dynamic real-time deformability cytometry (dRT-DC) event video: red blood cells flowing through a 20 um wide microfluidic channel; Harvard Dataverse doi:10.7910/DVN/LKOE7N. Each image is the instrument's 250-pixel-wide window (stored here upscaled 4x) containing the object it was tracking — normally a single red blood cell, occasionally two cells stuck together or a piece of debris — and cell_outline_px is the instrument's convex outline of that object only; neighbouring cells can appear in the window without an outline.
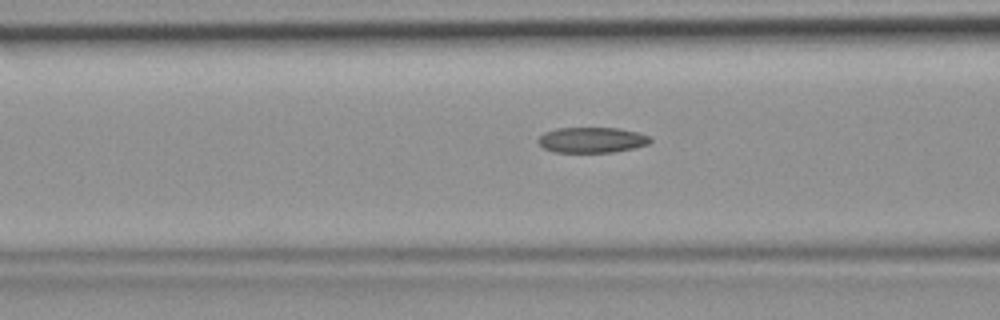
{"species": "common noctule bat (a hibernating species)", "species_latin": "Nyctalus noctula", "temperature_condition": "room temperature", "stored_images_in_passage": 43, "camera_frame_rate_fps": 3000, "um_per_image_px": 0.085, "animal": {"sex": "female", "body_mass_g": 19.9}, "frame": {"image": 1, "passage_image": 19, "time_ms": 6.0, "image_size_px": [1000, 320], "cell_outline_px": [[652, 140], [648, 144], [632, 148], [612, 152], [556, 152], [544, 148], [536, 140], [544, 132], [556, 128], [620, 128], [640, 132], [652, 136]], "centroid_in_image_um": [50.34, 11.88], "position_along_channel_um": 116.3, "area_um2": 16.76}}
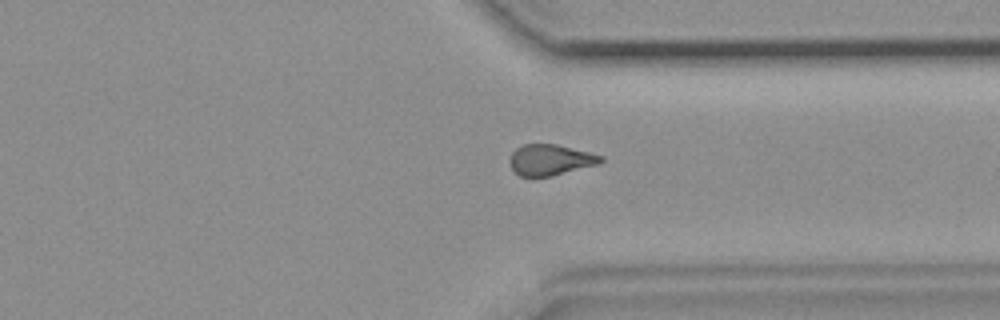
{"frame": {"image": 2, "passage_image": 36, "time_ms": 11.667, "image_size_px": [1000, 320], "cell_outline_px": [[604, 160], [600, 164], [552, 176], [520, 176], [512, 168], [508, 160], [512, 152], [516, 148], [524, 144], [556, 144], [604, 156]], "centroid_in_image_um": [46.79, 13.59], "position_along_channel_um": 364.6, "area_um2": 16.42}}
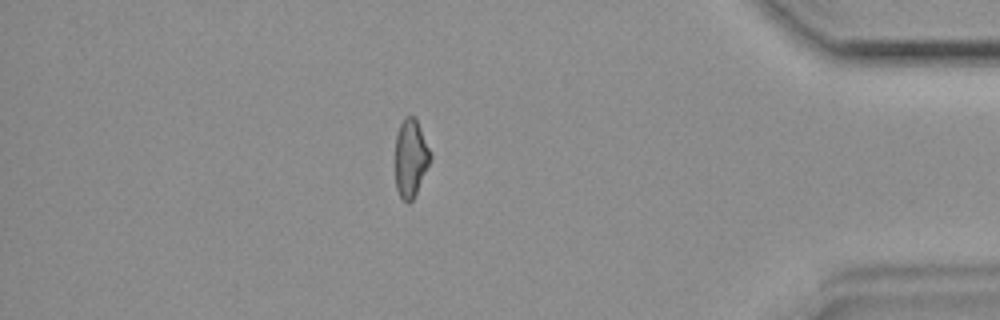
{"frame": {"image": 3, "passage_image": 41, "time_ms": 13.333, "image_size_px": [1000, 320], "cell_outline_px": [[432, 156], [416, 192], [412, 200], [408, 204], [400, 196], [396, 188], [396, 136], [400, 124], [404, 116], [412, 116], [416, 120], [420, 128]], "centroid_in_image_um": [34.89, 13.43], "position_along_channel_um": 400.3, "area_um2": 15.49}}